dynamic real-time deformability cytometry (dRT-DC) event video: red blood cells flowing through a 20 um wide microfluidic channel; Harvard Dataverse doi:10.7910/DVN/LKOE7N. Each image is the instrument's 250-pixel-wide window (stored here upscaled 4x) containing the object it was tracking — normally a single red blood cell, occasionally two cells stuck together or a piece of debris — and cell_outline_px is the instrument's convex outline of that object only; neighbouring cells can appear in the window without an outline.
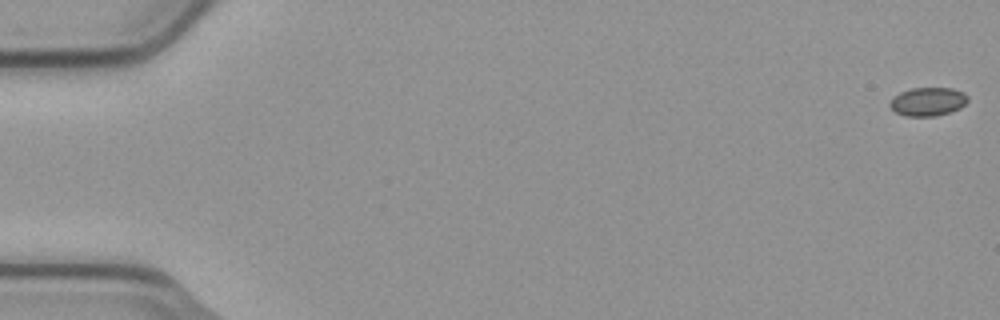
{"species": "common noctule bat (a hibernating species)", "species_latin": "Nyctalus noctula", "temperature_condition": "cold", "stored_images_in_passage": 56, "camera_frame_rate_fps": 3000, "um_per_image_px": 0.085, "animal": {"sex": "male", "body_mass_g": 23.1, "forearm_length_mm": 52.7}, "frame": {"image": 1, "passage_image": 1, "time_ms": 0.0, "image_size_px": [1000, 320], "cell_outline_px": [[968, 100], [960, 108], [936, 116], [904, 116], [896, 112], [888, 104], [892, 96], [900, 92], [912, 88], [952, 88], [964, 92], [968, 96]], "centroid_in_image_um": [78.85, 8.63], "position_along_channel_um": 6.2, "area_um2": 13.01}}
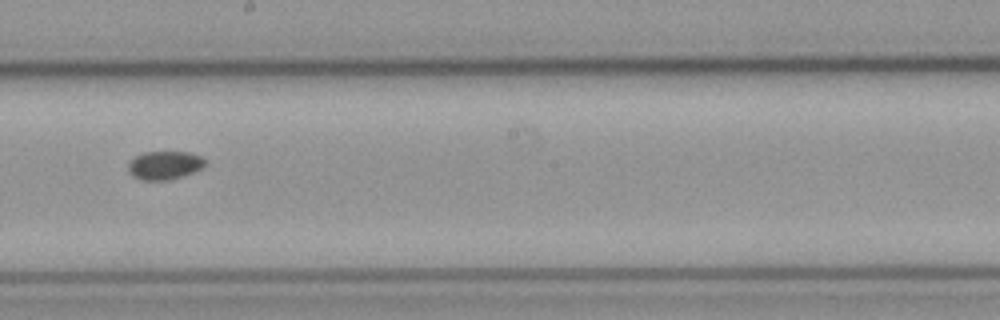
{"frame": {"image": 2, "passage_image": 32, "time_ms": 10.333, "image_size_px": [1000, 320], "cell_outline_px": [[208, 164], [196, 172], [184, 176], [168, 180], [140, 180], [132, 176], [128, 172], [128, 164], [136, 156], [144, 152], [192, 152], [200, 156]], "centroid_in_image_um": [14.02, 14.06], "position_along_channel_um": 234.2, "area_um2": 12.95}}
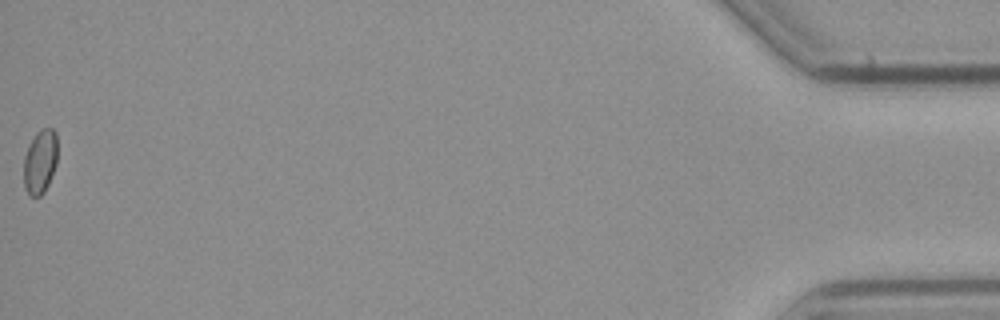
{"frame": {"image": 3, "passage_image": 56, "time_ms": 18.333, "image_size_px": [1000, 320], "cell_outline_px": [[56, 164], [48, 184], [44, 192], [40, 196], [28, 196], [24, 188], [24, 156], [28, 144], [36, 132], [44, 128], [52, 128], [56, 132]], "centroid_in_image_um": [3.38, 13.74], "position_along_channel_um": 431.8, "area_um2": 12.66}}